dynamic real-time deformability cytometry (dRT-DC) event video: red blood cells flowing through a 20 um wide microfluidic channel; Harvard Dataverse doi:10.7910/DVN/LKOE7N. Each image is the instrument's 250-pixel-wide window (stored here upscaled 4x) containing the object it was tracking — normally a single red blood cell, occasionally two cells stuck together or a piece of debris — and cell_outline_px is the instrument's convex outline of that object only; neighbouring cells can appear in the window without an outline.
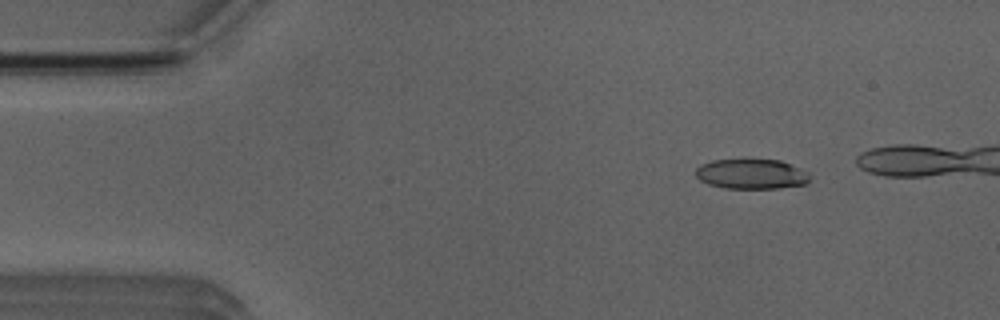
{"species": "Egyptian fruit bat (a non-hibernating species)", "species_latin": "Rousettus aegyptiacus", "temperature_condition": "room temperature", "stored_images_in_passage": 5, "camera_frame_rate_fps": 3000, "um_per_image_px": 0.085, "animal": {"sex": "male"}, "frame": {"image": 1, "passage_image": 2, "time_ms": 1.0, "image_size_px": [1000, 320], "cell_outline_px": [[808, 180], [804, 184], [780, 188], [724, 188], [708, 184], [700, 180], [696, 176], [696, 168], [700, 164], [712, 160], [780, 160], [800, 168], [808, 172]], "centroid_in_image_um": [63.84, 14.79], "position_along_channel_um": 21.2, "area_um2": 19.77}}